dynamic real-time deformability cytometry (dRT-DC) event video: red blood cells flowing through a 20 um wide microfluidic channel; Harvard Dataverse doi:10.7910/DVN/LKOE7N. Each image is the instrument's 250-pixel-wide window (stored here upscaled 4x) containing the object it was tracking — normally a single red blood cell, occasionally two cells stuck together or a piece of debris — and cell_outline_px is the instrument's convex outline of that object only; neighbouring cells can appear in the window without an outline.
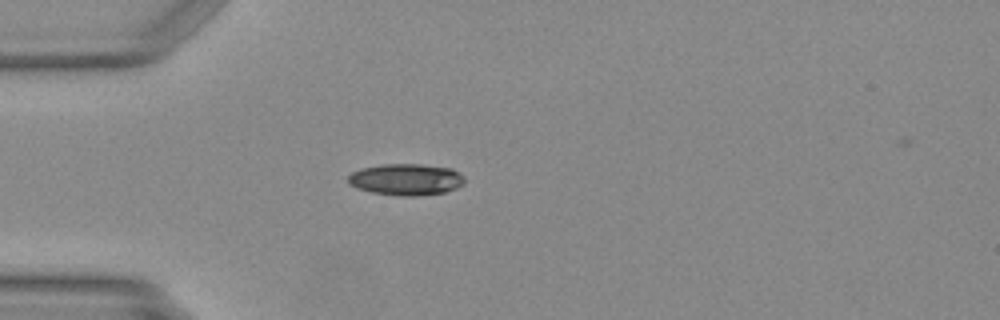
{"species": "Egyptian fruit bat (a non-hibernating species)", "species_latin": "Rousettus aegyptiacus", "temperature_condition": "warm", "stored_images_in_passage": 32, "camera_frame_rate_fps": 3000, "um_per_image_px": 0.085, "animal": {"sex": "female"}, "frame": {"image": 1, "passage_image": 1, "time_ms": 0.0, "image_size_px": [1000, 320], "cell_outline_px": [[464, 184], [456, 188], [444, 192], [416, 196], [400, 196], [372, 192], [356, 188], [348, 184], [348, 176], [352, 172], [360, 168], [384, 164], [420, 164], [452, 168], [464, 176]], "centroid_in_image_um": [34.5, 15.25], "position_along_channel_um": 50.5, "area_um2": 21.5}}
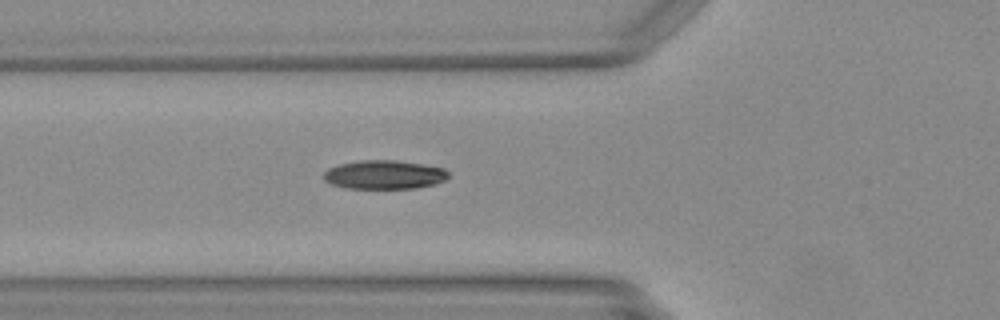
{"frame": {"image": 2, "passage_image": 5, "time_ms": 1.333, "image_size_px": [1000, 320], "cell_outline_px": [[448, 176], [444, 180], [436, 184], [416, 188], [344, 188], [332, 184], [324, 180], [324, 172], [328, 168], [340, 164], [360, 160], [396, 160], [444, 168], [448, 172]], "centroid_in_image_um": [32.65, 14.85], "position_along_channel_um": 93.2, "area_um2": 20.87}}